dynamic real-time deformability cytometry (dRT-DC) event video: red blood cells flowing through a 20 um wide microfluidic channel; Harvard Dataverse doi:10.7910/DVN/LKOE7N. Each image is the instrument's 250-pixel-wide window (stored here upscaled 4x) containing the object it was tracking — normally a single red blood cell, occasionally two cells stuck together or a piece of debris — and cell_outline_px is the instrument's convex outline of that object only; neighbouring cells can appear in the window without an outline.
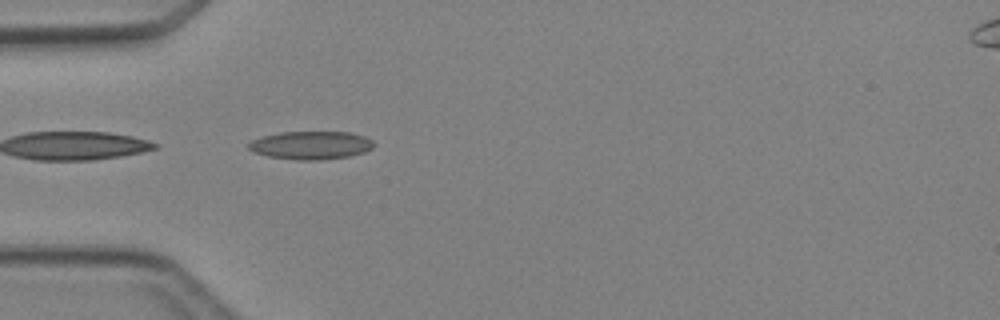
{"species": "Egyptian fruit bat (a non-hibernating species)", "species_latin": "Rousettus aegyptiacus", "temperature_condition": "cold", "stored_images_in_passage": 4, "camera_frame_rate_fps": 3000, "um_per_image_px": 0.085, "animal": {"sex": "female"}, "frame": {"image": 1, "passage_image": 4, "time_ms": 3.333, "image_size_px": [1000, 320], "cell_outline_px": [[376, 144], [372, 148], [364, 152], [348, 156], [320, 160], [300, 160], [268, 156], [256, 152], [248, 148], [248, 144], [252, 140], [264, 136], [280, 132], [352, 132], [364, 136], [372, 140]], "centroid_in_image_um": [26.47, 12.34], "position_along_channel_um": 58.5, "area_um2": 20.4}}